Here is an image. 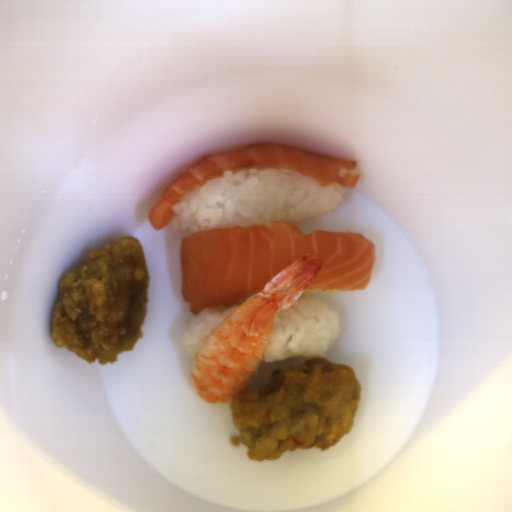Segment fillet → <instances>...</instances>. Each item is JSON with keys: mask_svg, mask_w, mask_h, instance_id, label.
Returning <instances> with one entry per match:
<instances>
[{"mask_svg": "<svg viewBox=\"0 0 512 512\" xmlns=\"http://www.w3.org/2000/svg\"><path fill=\"white\" fill-rule=\"evenodd\" d=\"M376 246L362 233H302L287 220L215 227L184 236L180 292L191 314L241 305L309 253L322 264L304 292H353L368 287Z\"/></svg>", "mask_w": 512, "mask_h": 512, "instance_id": "obj_1", "label": "fillet"}, {"mask_svg": "<svg viewBox=\"0 0 512 512\" xmlns=\"http://www.w3.org/2000/svg\"><path fill=\"white\" fill-rule=\"evenodd\" d=\"M357 162L353 159L331 157L277 144H253L202 157L195 165L181 173L159 195L148 213L153 229L161 230L175 217L173 208L178 200L225 172L242 169H289L313 183L327 187L338 184L355 188L360 173H354Z\"/></svg>", "mask_w": 512, "mask_h": 512, "instance_id": "obj_2", "label": "fillet"}]
</instances>
